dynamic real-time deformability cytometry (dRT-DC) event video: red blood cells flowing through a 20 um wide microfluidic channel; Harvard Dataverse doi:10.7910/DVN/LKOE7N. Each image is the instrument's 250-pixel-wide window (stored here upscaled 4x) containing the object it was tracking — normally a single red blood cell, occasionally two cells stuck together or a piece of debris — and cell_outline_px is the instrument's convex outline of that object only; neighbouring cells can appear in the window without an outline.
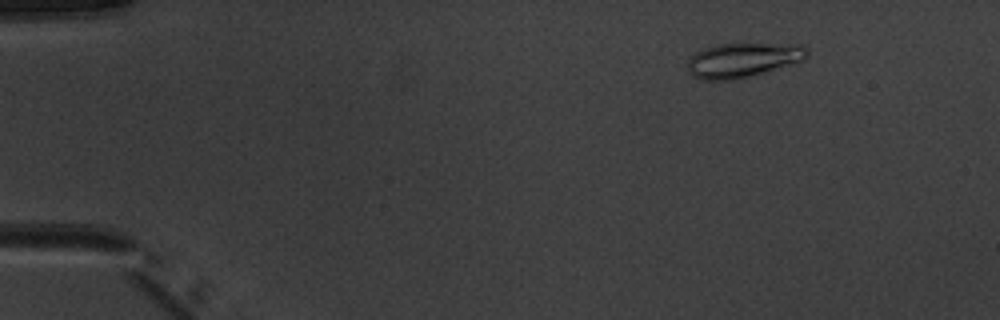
{"species": "common noctule bat (a hibernating species)", "species_latin": "Nyctalus noctula", "temperature_condition": "warm", "stored_images_in_passage": 51, "camera_frame_rate_fps": 3000, "um_per_image_px": 0.085, "animal": {"sex": "male", "body_mass_g": 20.1, "forearm_length_mm": 53.5}, "frame": {"image": 1, "passage_image": 7, "time_ms": 2.0, "image_size_px": [1000, 320], "cell_outline_px": [[808, 56], [800, 60], [788, 64], [736, 80], [704, 80], [692, 76], [688, 72], [688, 60], [696, 52], [704, 48], [716, 44], [800, 44], [808, 48]], "centroid_in_image_um": [63.09, 5.1], "position_along_channel_um": 21.9, "area_um2": 23.7}}
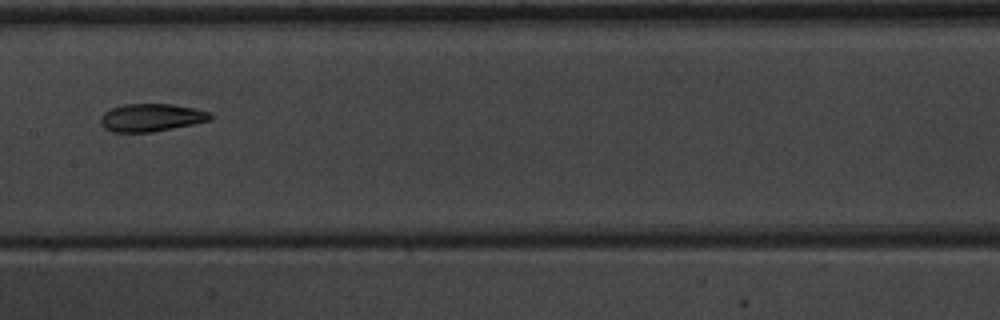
{"frame": {"image": 2, "passage_image": 27, "time_ms": 8.667, "image_size_px": [1000, 320], "cell_outline_px": [[212, 120], [152, 132], [112, 132], [104, 128], [100, 124], [100, 116], [104, 112], [112, 108], [124, 104], [172, 104], [196, 108], [208, 112], [212, 116]], "centroid_in_image_um": [12.83, 9.99], "position_along_channel_um": 194.6, "area_um2": 17.8}}
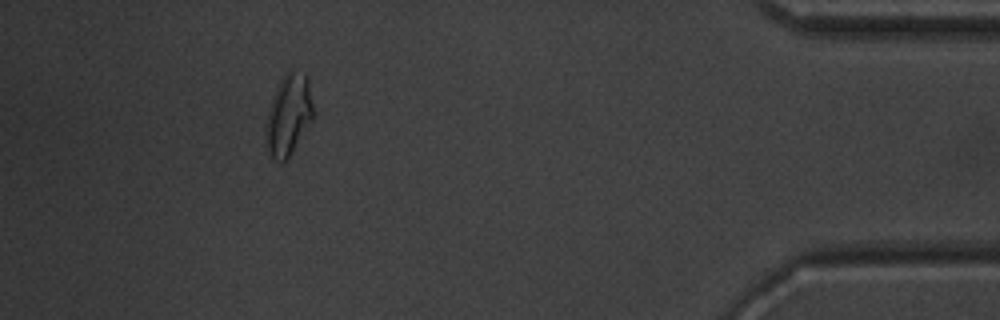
{"frame": {"image": 3, "passage_image": 47, "time_ms": 15.333, "image_size_px": [1000, 320], "cell_outline_px": [[316, 112], [312, 120], [288, 156], [284, 160], [276, 160], [272, 156], [264, 140], [264, 128], [268, 112], [276, 88], [284, 72], [304, 72], [308, 80]], "centroid_in_image_um": [24.54, 9.72], "position_along_channel_um": 410.7, "area_um2": 22.2}, "authors_computed_cell_mechanics": {"area_um2": 19.2474, "velocity_mm_per_s": 4.0028, "shape_relaxation_time_tau1_ms": 3.9408, "shape_relaxation_time_tau2_ms": 2.7114, "deformation_change_tau1": 0.1331, "deformation_change_tau2": 0.0666}}